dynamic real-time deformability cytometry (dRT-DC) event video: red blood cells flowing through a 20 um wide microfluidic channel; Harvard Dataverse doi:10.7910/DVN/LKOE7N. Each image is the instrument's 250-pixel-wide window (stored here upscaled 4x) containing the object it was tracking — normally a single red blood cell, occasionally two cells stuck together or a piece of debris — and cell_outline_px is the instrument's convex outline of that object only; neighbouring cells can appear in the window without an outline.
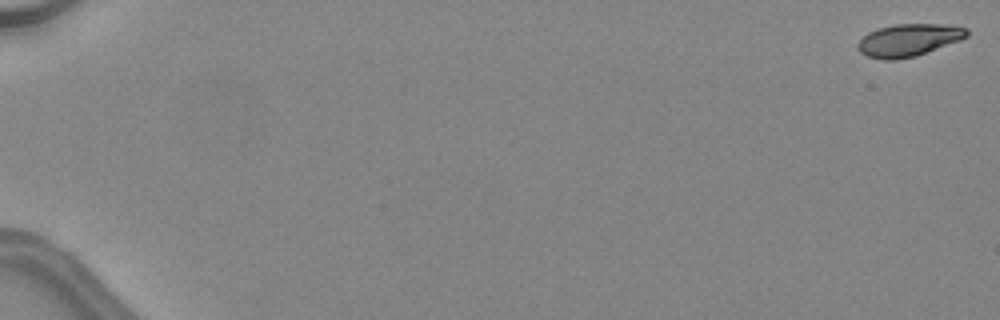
{"species": "common noctule bat (a hibernating species)", "species_latin": "Nyctalus noctula", "temperature_condition": "warm", "stored_images_in_passage": 15, "camera_frame_rate_fps": 3000, "um_per_image_px": 0.085, "animal": {"sex": "female", "body_mass_g": 24.6, "forearm_length_mm": 56.2}, "frame": {"image": 1, "passage_image": 1, "time_ms": 0.0, "image_size_px": [1000, 320], "cell_outline_px": [[968, 36], [960, 40], [916, 56], [892, 60], [884, 60], [868, 56], [860, 52], [856, 44], [868, 32], [876, 28], [896, 24], [940, 24], [968, 28]], "centroid_in_image_um": [77.22, 3.4], "position_along_channel_um": 7.8, "area_um2": 20.52}}
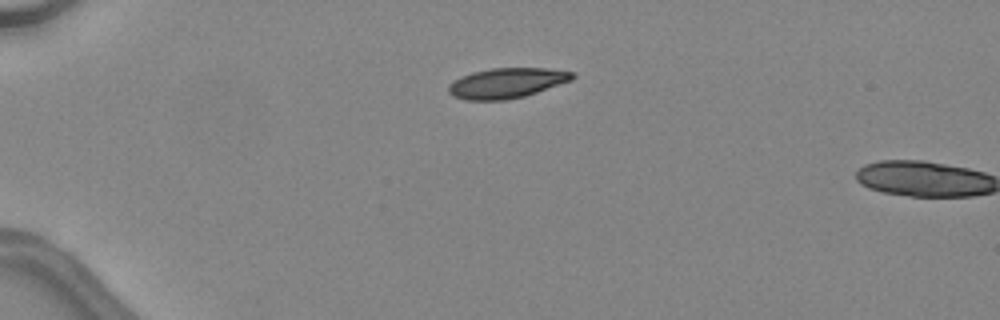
{"frame": {"image": 2, "passage_image": 14, "time_ms": 4.333, "image_size_px": [1000, 320], "cell_outline_px": [[576, 76], [572, 80], [524, 96], [504, 100], [464, 100], [452, 96], [448, 92], [448, 84], [460, 76], [472, 72], [492, 68], [544, 68], [576, 72]], "centroid_in_image_um": [43.04, 7.05], "position_along_channel_um": 42.0, "area_um2": 21.85}}